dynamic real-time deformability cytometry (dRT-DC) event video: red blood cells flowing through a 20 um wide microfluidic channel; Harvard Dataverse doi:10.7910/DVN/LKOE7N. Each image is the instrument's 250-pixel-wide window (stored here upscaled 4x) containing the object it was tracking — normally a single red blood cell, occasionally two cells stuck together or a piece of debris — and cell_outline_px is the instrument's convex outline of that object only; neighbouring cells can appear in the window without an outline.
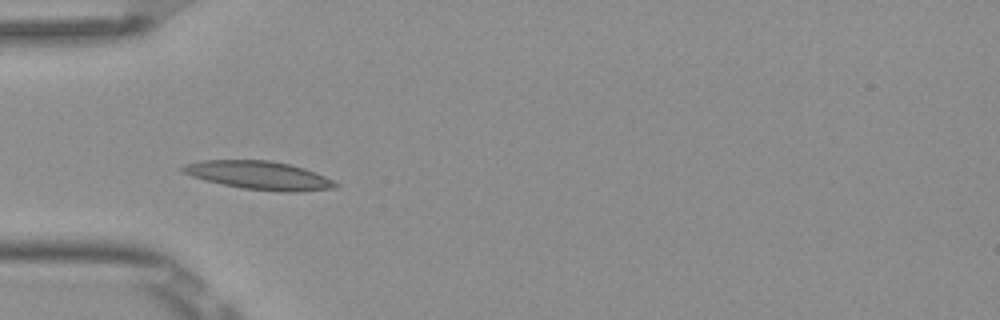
{"species": "Egyptian fruit bat (a non-hibernating species)", "species_latin": "Rousettus aegyptiacus", "temperature_condition": "room temperature", "stored_images_in_passage": 6, "camera_frame_rate_fps": 3000, "um_per_image_px": 0.085, "frame": {"image": 1, "passage_image": 5, "time_ms": 1.333, "image_size_px": [1000, 320], "cell_outline_px": [[340, 184], [336, 188], [300, 192], [280, 192], [240, 188], [204, 180], [192, 176], [184, 172], [180, 168], [184, 164], [204, 160], [272, 160], [304, 168], [316, 172]], "centroid_in_image_um": [22.05, 14.91], "position_along_channel_um": 62.9, "area_um2": 25.37}}
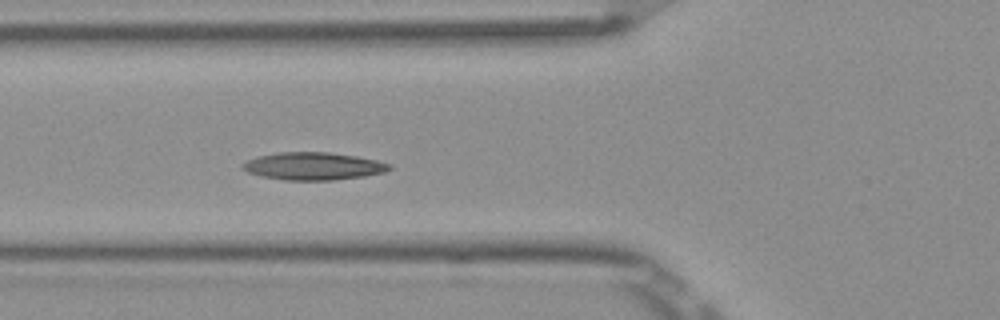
{"frame": {"image": 2, "passage_image": 6, "time_ms": 1.667, "image_size_px": [1000, 320], "cell_outline_px": [[392, 168], [384, 172], [364, 176], [332, 180], [284, 180], [260, 176], [248, 172], [240, 168], [240, 164], [248, 160], [260, 156], [280, 152], [328, 152], [356, 156], [376, 160], [392, 164]], "centroid_in_image_um": [26.62, 14.12], "position_along_channel_um": 99.2, "area_um2": 23.58}}